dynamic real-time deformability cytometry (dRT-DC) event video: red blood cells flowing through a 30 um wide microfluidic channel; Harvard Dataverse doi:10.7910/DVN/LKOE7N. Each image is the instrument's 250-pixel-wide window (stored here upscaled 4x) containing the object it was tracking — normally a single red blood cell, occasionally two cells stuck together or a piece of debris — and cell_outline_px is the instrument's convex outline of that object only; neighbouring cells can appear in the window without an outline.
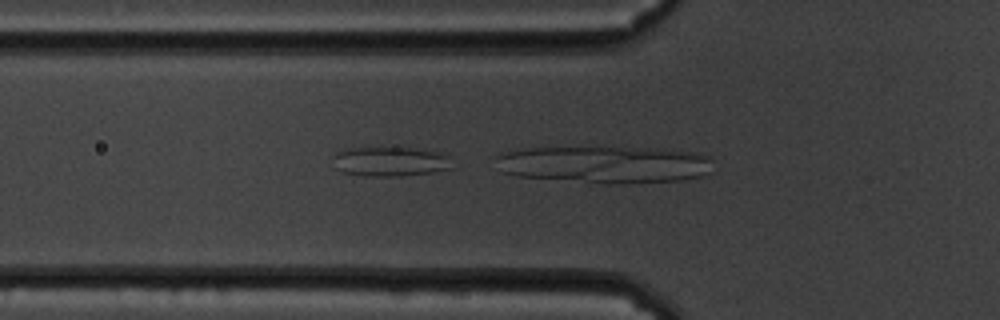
{"species": "common noctule bat (a hibernating species)", "species_latin": "Nyctalus noctula", "temperature_condition": "cold", "stored_images_in_passage": 4, "camera_frame_rate_fps": 3000, "um_per_image_px": 0.085, "animal": {"sex": "male", "body_mass_g": 19.5, "forearm_length_mm": 54.6}, "frame": {"image": 1, "passage_image": 3, "time_ms": 0.667, "image_size_px": [1000, 320], "cell_outline_px": [[452, 168], [432, 172], [400, 176], [364, 176], [344, 172], [336, 168], [336, 156], [344, 148], [408, 148], [440, 152], [448, 156]], "centroid_in_image_um": [33.2, 13.74], "position_along_channel_um": 92.6, "area_um2": 20.06}}